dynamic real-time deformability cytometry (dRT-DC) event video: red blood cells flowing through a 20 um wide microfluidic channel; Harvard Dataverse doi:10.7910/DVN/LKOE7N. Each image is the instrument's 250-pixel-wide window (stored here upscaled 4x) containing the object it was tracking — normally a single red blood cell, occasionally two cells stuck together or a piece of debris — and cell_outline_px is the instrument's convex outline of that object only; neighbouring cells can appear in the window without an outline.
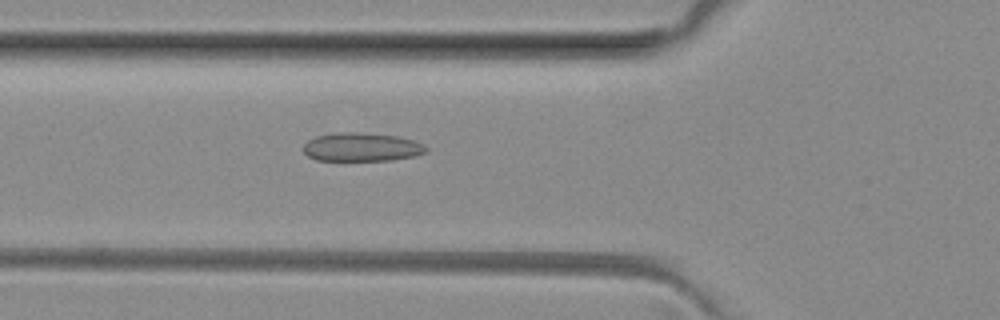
{"species": "common noctule bat (a hibernating species)", "species_latin": "Nyctalus noctula", "temperature_condition": "room temperature", "stored_images_in_passage": 47, "camera_frame_rate_fps": 3000, "um_per_image_px": 0.085, "animal": {"sex": "female", "body_mass_g": 29.2, "forearm_length_mm": 56.3}, "frame": {"image": 1, "passage_image": 14, "time_ms": 4.333, "image_size_px": [1000, 320], "cell_outline_px": [[428, 152], [416, 156], [392, 160], [316, 160], [308, 156], [304, 152], [304, 144], [308, 140], [316, 136], [340, 132], [360, 132], [396, 136], [412, 140], [424, 144], [428, 148]], "centroid_in_image_um": [30.77, 12.5], "position_along_channel_um": 95.0, "area_um2": 20.46}}
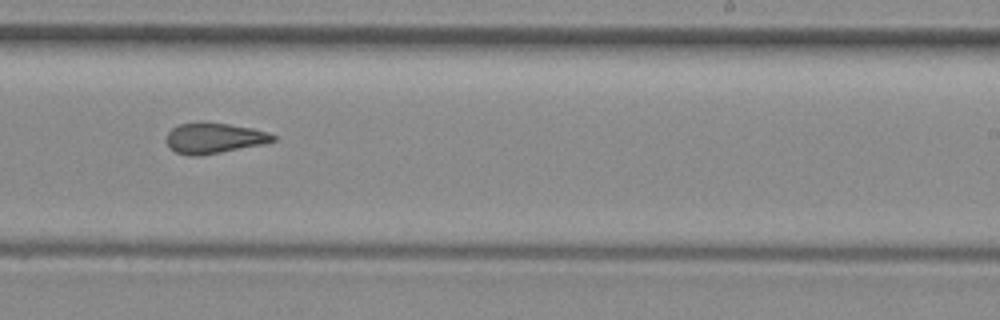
{"frame": {"image": 2, "passage_image": 27, "time_ms": 8.667, "image_size_px": [1000, 320], "cell_outline_px": [[276, 140], [264, 144], [200, 156], [192, 156], [176, 152], [168, 144], [168, 132], [172, 128], [180, 124], [200, 120], [228, 124], [252, 128], [268, 132], [276, 136]], "centroid_in_image_um": [18.22, 11.72], "position_along_channel_um": 270.8, "area_um2": 19.07}}
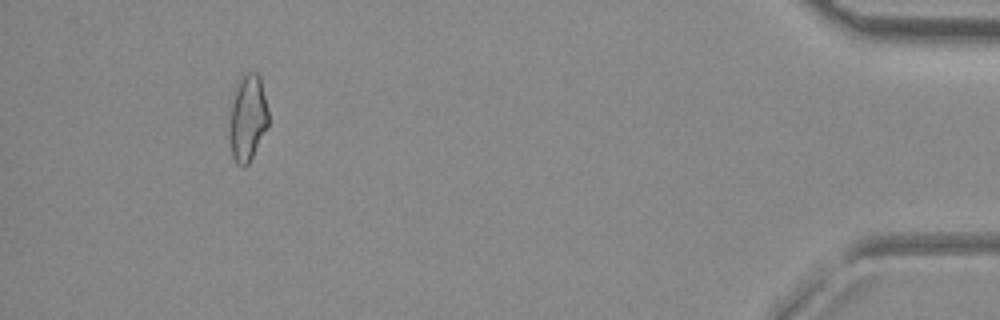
{"frame": {"image": 3, "passage_image": 43, "time_ms": 14.0, "image_size_px": [1000, 320], "cell_outline_px": [[268, 128], [248, 164], [244, 168], [236, 164], [232, 156], [228, 136], [228, 124], [232, 104], [240, 80], [248, 72], [256, 72], [260, 76], [268, 108]], "centroid_in_image_um": [21.05, 10.11], "position_along_channel_um": 414.1, "area_um2": 19.71}, "authors_computed_cell_mechanics": {"area_um2": 19.7098, "velocity_mm_per_s": 4.0539, "shape_relaxation_time_tau1_ms": null, "shape_relaxation_time_tau2_ms": 2.1795, "deformation_change_tau1": null, "deformation_change_tau2": 0.0892}}